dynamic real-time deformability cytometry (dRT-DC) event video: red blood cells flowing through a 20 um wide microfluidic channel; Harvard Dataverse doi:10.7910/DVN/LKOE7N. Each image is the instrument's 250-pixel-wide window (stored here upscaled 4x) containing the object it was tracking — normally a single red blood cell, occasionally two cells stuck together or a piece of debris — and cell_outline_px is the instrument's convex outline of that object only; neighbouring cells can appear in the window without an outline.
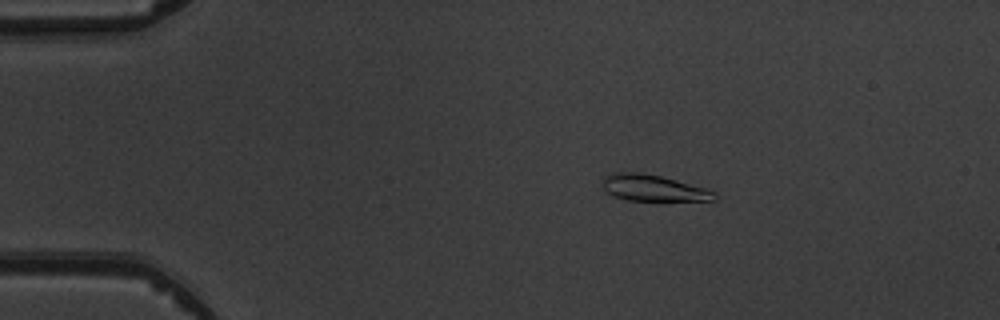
{"species": "common noctule bat (a hibernating species)", "species_latin": "Nyctalus noctula", "temperature_condition": "warm", "stored_images_in_passage": 4, "camera_frame_rate_fps": 3000, "um_per_image_px": 0.085, "animal": {"sex": "male", "body_mass_g": 19.5, "forearm_length_mm": 54.6}, "frame": {"image": 1, "passage_image": 3, "time_ms": 2.333, "image_size_px": [1000, 320], "cell_outline_px": [[716, 200], [660, 204], [628, 200], [612, 196], [604, 188], [604, 176], [612, 172], [640, 172], [660, 176], [708, 188], [716, 192]], "centroid_in_image_um": [55.63, 16.05], "position_along_channel_um": 29.4, "area_um2": 18.32}}